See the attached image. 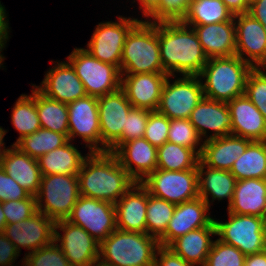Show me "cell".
I'll return each mask as SVG.
<instances>
[{
    "mask_svg": "<svg viewBox=\"0 0 266 266\" xmlns=\"http://www.w3.org/2000/svg\"><path fill=\"white\" fill-rule=\"evenodd\" d=\"M192 28L196 32L208 59L236 55L234 21L197 25Z\"/></svg>",
    "mask_w": 266,
    "mask_h": 266,
    "instance_id": "obj_26",
    "label": "cell"
},
{
    "mask_svg": "<svg viewBox=\"0 0 266 266\" xmlns=\"http://www.w3.org/2000/svg\"><path fill=\"white\" fill-rule=\"evenodd\" d=\"M19 256V252L14 244L5 236L0 233V266H13L12 263Z\"/></svg>",
    "mask_w": 266,
    "mask_h": 266,
    "instance_id": "obj_49",
    "label": "cell"
},
{
    "mask_svg": "<svg viewBox=\"0 0 266 266\" xmlns=\"http://www.w3.org/2000/svg\"><path fill=\"white\" fill-rule=\"evenodd\" d=\"M117 229L146 233L147 189L136 182L115 204Z\"/></svg>",
    "mask_w": 266,
    "mask_h": 266,
    "instance_id": "obj_24",
    "label": "cell"
},
{
    "mask_svg": "<svg viewBox=\"0 0 266 266\" xmlns=\"http://www.w3.org/2000/svg\"><path fill=\"white\" fill-rule=\"evenodd\" d=\"M169 77L162 88L157 111L169 119H189L191 111L204 97L201 79L183 75L170 84Z\"/></svg>",
    "mask_w": 266,
    "mask_h": 266,
    "instance_id": "obj_11",
    "label": "cell"
},
{
    "mask_svg": "<svg viewBox=\"0 0 266 266\" xmlns=\"http://www.w3.org/2000/svg\"><path fill=\"white\" fill-rule=\"evenodd\" d=\"M159 255V259H158ZM154 266H193L186 262L179 255L175 254L170 248L160 246L157 250Z\"/></svg>",
    "mask_w": 266,
    "mask_h": 266,
    "instance_id": "obj_48",
    "label": "cell"
},
{
    "mask_svg": "<svg viewBox=\"0 0 266 266\" xmlns=\"http://www.w3.org/2000/svg\"><path fill=\"white\" fill-rule=\"evenodd\" d=\"M234 21L233 14L222 0H192L182 22L190 27Z\"/></svg>",
    "mask_w": 266,
    "mask_h": 266,
    "instance_id": "obj_33",
    "label": "cell"
},
{
    "mask_svg": "<svg viewBox=\"0 0 266 266\" xmlns=\"http://www.w3.org/2000/svg\"><path fill=\"white\" fill-rule=\"evenodd\" d=\"M248 13L258 20L266 30V0H252Z\"/></svg>",
    "mask_w": 266,
    "mask_h": 266,
    "instance_id": "obj_50",
    "label": "cell"
},
{
    "mask_svg": "<svg viewBox=\"0 0 266 266\" xmlns=\"http://www.w3.org/2000/svg\"><path fill=\"white\" fill-rule=\"evenodd\" d=\"M23 266H31L26 260H24V262L22 261Z\"/></svg>",
    "mask_w": 266,
    "mask_h": 266,
    "instance_id": "obj_60",
    "label": "cell"
},
{
    "mask_svg": "<svg viewBox=\"0 0 266 266\" xmlns=\"http://www.w3.org/2000/svg\"><path fill=\"white\" fill-rule=\"evenodd\" d=\"M112 153L120 165L138 183L157 169V148L144 137L124 142Z\"/></svg>",
    "mask_w": 266,
    "mask_h": 266,
    "instance_id": "obj_21",
    "label": "cell"
},
{
    "mask_svg": "<svg viewBox=\"0 0 266 266\" xmlns=\"http://www.w3.org/2000/svg\"><path fill=\"white\" fill-rule=\"evenodd\" d=\"M121 77V89L133 107L157 111L167 73L121 74Z\"/></svg>",
    "mask_w": 266,
    "mask_h": 266,
    "instance_id": "obj_20",
    "label": "cell"
},
{
    "mask_svg": "<svg viewBox=\"0 0 266 266\" xmlns=\"http://www.w3.org/2000/svg\"><path fill=\"white\" fill-rule=\"evenodd\" d=\"M3 233L18 252L24 247L32 253L54 242L55 221L37 211L28 219L6 224Z\"/></svg>",
    "mask_w": 266,
    "mask_h": 266,
    "instance_id": "obj_16",
    "label": "cell"
},
{
    "mask_svg": "<svg viewBox=\"0 0 266 266\" xmlns=\"http://www.w3.org/2000/svg\"><path fill=\"white\" fill-rule=\"evenodd\" d=\"M66 220L82 227L99 243L117 229L113 203L82 195L76 201Z\"/></svg>",
    "mask_w": 266,
    "mask_h": 266,
    "instance_id": "obj_10",
    "label": "cell"
},
{
    "mask_svg": "<svg viewBox=\"0 0 266 266\" xmlns=\"http://www.w3.org/2000/svg\"><path fill=\"white\" fill-rule=\"evenodd\" d=\"M31 266H71L64 252L55 241L48 246L41 247L32 253L25 254Z\"/></svg>",
    "mask_w": 266,
    "mask_h": 266,
    "instance_id": "obj_43",
    "label": "cell"
},
{
    "mask_svg": "<svg viewBox=\"0 0 266 266\" xmlns=\"http://www.w3.org/2000/svg\"><path fill=\"white\" fill-rule=\"evenodd\" d=\"M227 105L232 118V135L266 141V119L245 94L235 97Z\"/></svg>",
    "mask_w": 266,
    "mask_h": 266,
    "instance_id": "obj_23",
    "label": "cell"
},
{
    "mask_svg": "<svg viewBox=\"0 0 266 266\" xmlns=\"http://www.w3.org/2000/svg\"><path fill=\"white\" fill-rule=\"evenodd\" d=\"M227 9L233 14H246L249 12L250 2L248 0H222Z\"/></svg>",
    "mask_w": 266,
    "mask_h": 266,
    "instance_id": "obj_51",
    "label": "cell"
},
{
    "mask_svg": "<svg viewBox=\"0 0 266 266\" xmlns=\"http://www.w3.org/2000/svg\"><path fill=\"white\" fill-rule=\"evenodd\" d=\"M159 247V240L147 233L116 229L100 243L98 261L107 266H154Z\"/></svg>",
    "mask_w": 266,
    "mask_h": 266,
    "instance_id": "obj_3",
    "label": "cell"
},
{
    "mask_svg": "<svg viewBox=\"0 0 266 266\" xmlns=\"http://www.w3.org/2000/svg\"><path fill=\"white\" fill-rule=\"evenodd\" d=\"M68 141V137L64 134L40 128L31 135L22 137L13 145L30 157L38 159L55 148L63 146Z\"/></svg>",
    "mask_w": 266,
    "mask_h": 266,
    "instance_id": "obj_36",
    "label": "cell"
},
{
    "mask_svg": "<svg viewBox=\"0 0 266 266\" xmlns=\"http://www.w3.org/2000/svg\"><path fill=\"white\" fill-rule=\"evenodd\" d=\"M86 157L69 140L63 146L39 157L37 162L42 175H78Z\"/></svg>",
    "mask_w": 266,
    "mask_h": 266,
    "instance_id": "obj_31",
    "label": "cell"
},
{
    "mask_svg": "<svg viewBox=\"0 0 266 266\" xmlns=\"http://www.w3.org/2000/svg\"><path fill=\"white\" fill-rule=\"evenodd\" d=\"M12 124L19 132L16 142L24 136L31 135L41 128L40 120L36 110L35 87L32 94L27 96L22 94L16 101L12 114Z\"/></svg>",
    "mask_w": 266,
    "mask_h": 266,
    "instance_id": "obj_37",
    "label": "cell"
},
{
    "mask_svg": "<svg viewBox=\"0 0 266 266\" xmlns=\"http://www.w3.org/2000/svg\"><path fill=\"white\" fill-rule=\"evenodd\" d=\"M261 67V68H260ZM262 67H263V69H265L266 70V58H265V60L260 64V66L258 67L259 69H262Z\"/></svg>",
    "mask_w": 266,
    "mask_h": 266,
    "instance_id": "obj_58",
    "label": "cell"
},
{
    "mask_svg": "<svg viewBox=\"0 0 266 266\" xmlns=\"http://www.w3.org/2000/svg\"><path fill=\"white\" fill-rule=\"evenodd\" d=\"M230 172L236 180L266 179V141H252L233 163Z\"/></svg>",
    "mask_w": 266,
    "mask_h": 266,
    "instance_id": "obj_32",
    "label": "cell"
},
{
    "mask_svg": "<svg viewBox=\"0 0 266 266\" xmlns=\"http://www.w3.org/2000/svg\"><path fill=\"white\" fill-rule=\"evenodd\" d=\"M157 34L162 67L169 76L176 77L174 72L181 76L201 73L208 58L192 27L182 21L157 22Z\"/></svg>",
    "mask_w": 266,
    "mask_h": 266,
    "instance_id": "obj_1",
    "label": "cell"
},
{
    "mask_svg": "<svg viewBox=\"0 0 266 266\" xmlns=\"http://www.w3.org/2000/svg\"><path fill=\"white\" fill-rule=\"evenodd\" d=\"M175 207L174 203L155 197L147 190L146 233L159 240L166 233Z\"/></svg>",
    "mask_w": 266,
    "mask_h": 266,
    "instance_id": "obj_38",
    "label": "cell"
},
{
    "mask_svg": "<svg viewBox=\"0 0 266 266\" xmlns=\"http://www.w3.org/2000/svg\"><path fill=\"white\" fill-rule=\"evenodd\" d=\"M79 197L77 175H42L38 194L35 196L37 211L55 222L66 220Z\"/></svg>",
    "mask_w": 266,
    "mask_h": 266,
    "instance_id": "obj_6",
    "label": "cell"
},
{
    "mask_svg": "<svg viewBox=\"0 0 266 266\" xmlns=\"http://www.w3.org/2000/svg\"><path fill=\"white\" fill-rule=\"evenodd\" d=\"M80 195L115 204L136 181L112 152H89L78 173Z\"/></svg>",
    "mask_w": 266,
    "mask_h": 266,
    "instance_id": "obj_2",
    "label": "cell"
},
{
    "mask_svg": "<svg viewBox=\"0 0 266 266\" xmlns=\"http://www.w3.org/2000/svg\"><path fill=\"white\" fill-rule=\"evenodd\" d=\"M207 170L205 171L204 169ZM199 197L210 207L208 196L212 200H224L228 198V206L232 202L236 178L228 170L213 169L205 166L200 160L197 165ZM204 174V175H203Z\"/></svg>",
    "mask_w": 266,
    "mask_h": 266,
    "instance_id": "obj_29",
    "label": "cell"
},
{
    "mask_svg": "<svg viewBox=\"0 0 266 266\" xmlns=\"http://www.w3.org/2000/svg\"><path fill=\"white\" fill-rule=\"evenodd\" d=\"M169 118L158 111H149L144 138L156 148L168 139Z\"/></svg>",
    "mask_w": 266,
    "mask_h": 266,
    "instance_id": "obj_46",
    "label": "cell"
},
{
    "mask_svg": "<svg viewBox=\"0 0 266 266\" xmlns=\"http://www.w3.org/2000/svg\"><path fill=\"white\" fill-rule=\"evenodd\" d=\"M244 94L266 119V72L253 68L247 77Z\"/></svg>",
    "mask_w": 266,
    "mask_h": 266,
    "instance_id": "obj_42",
    "label": "cell"
},
{
    "mask_svg": "<svg viewBox=\"0 0 266 266\" xmlns=\"http://www.w3.org/2000/svg\"><path fill=\"white\" fill-rule=\"evenodd\" d=\"M209 206L200 197L177 204L166 233L159 239L160 246L168 247L174 240L202 227H216L207 213Z\"/></svg>",
    "mask_w": 266,
    "mask_h": 266,
    "instance_id": "obj_17",
    "label": "cell"
},
{
    "mask_svg": "<svg viewBox=\"0 0 266 266\" xmlns=\"http://www.w3.org/2000/svg\"><path fill=\"white\" fill-rule=\"evenodd\" d=\"M211 235H216V227H202L177 238L168 248L193 266H204L214 242Z\"/></svg>",
    "mask_w": 266,
    "mask_h": 266,
    "instance_id": "obj_30",
    "label": "cell"
},
{
    "mask_svg": "<svg viewBox=\"0 0 266 266\" xmlns=\"http://www.w3.org/2000/svg\"><path fill=\"white\" fill-rule=\"evenodd\" d=\"M234 22L236 55L253 68H258L266 58L265 28L249 13L235 15Z\"/></svg>",
    "mask_w": 266,
    "mask_h": 266,
    "instance_id": "obj_18",
    "label": "cell"
},
{
    "mask_svg": "<svg viewBox=\"0 0 266 266\" xmlns=\"http://www.w3.org/2000/svg\"><path fill=\"white\" fill-rule=\"evenodd\" d=\"M246 255L236 247L217 239L213 242L204 266H244Z\"/></svg>",
    "mask_w": 266,
    "mask_h": 266,
    "instance_id": "obj_40",
    "label": "cell"
},
{
    "mask_svg": "<svg viewBox=\"0 0 266 266\" xmlns=\"http://www.w3.org/2000/svg\"><path fill=\"white\" fill-rule=\"evenodd\" d=\"M5 6H2L0 2V45H6V42L9 38V23L7 18V14L5 12Z\"/></svg>",
    "mask_w": 266,
    "mask_h": 266,
    "instance_id": "obj_52",
    "label": "cell"
},
{
    "mask_svg": "<svg viewBox=\"0 0 266 266\" xmlns=\"http://www.w3.org/2000/svg\"><path fill=\"white\" fill-rule=\"evenodd\" d=\"M30 195L0 165V201L26 199Z\"/></svg>",
    "mask_w": 266,
    "mask_h": 266,
    "instance_id": "obj_47",
    "label": "cell"
},
{
    "mask_svg": "<svg viewBox=\"0 0 266 266\" xmlns=\"http://www.w3.org/2000/svg\"><path fill=\"white\" fill-rule=\"evenodd\" d=\"M66 62H57L54 68H49L42 84L33 87L52 100L69 104L87 94L75 69L69 61Z\"/></svg>",
    "mask_w": 266,
    "mask_h": 266,
    "instance_id": "obj_19",
    "label": "cell"
},
{
    "mask_svg": "<svg viewBox=\"0 0 266 266\" xmlns=\"http://www.w3.org/2000/svg\"><path fill=\"white\" fill-rule=\"evenodd\" d=\"M189 121L193 124L201 139H208L231 135L232 118L226 102L212 100L203 97L202 100L191 111ZM214 134L206 136L207 130Z\"/></svg>",
    "mask_w": 266,
    "mask_h": 266,
    "instance_id": "obj_22",
    "label": "cell"
},
{
    "mask_svg": "<svg viewBox=\"0 0 266 266\" xmlns=\"http://www.w3.org/2000/svg\"><path fill=\"white\" fill-rule=\"evenodd\" d=\"M244 266H266V250L246 255Z\"/></svg>",
    "mask_w": 266,
    "mask_h": 266,
    "instance_id": "obj_53",
    "label": "cell"
},
{
    "mask_svg": "<svg viewBox=\"0 0 266 266\" xmlns=\"http://www.w3.org/2000/svg\"><path fill=\"white\" fill-rule=\"evenodd\" d=\"M67 59L82 81L87 95L98 98L121 88V72L115 65L96 59L83 48L74 49Z\"/></svg>",
    "mask_w": 266,
    "mask_h": 266,
    "instance_id": "obj_7",
    "label": "cell"
},
{
    "mask_svg": "<svg viewBox=\"0 0 266 266\" xmlns=\"http://www.w3.org/2000/svg\"><path fill=\"white\" fill-rule=\"evenodd\" d=\"M3 48H5V45H0V67L3 65L2 62L4 61V57L1 54Z\"/></svg>",
    "mask_w": 266,
    "mask_h": 266,
    "instance_id": "obj_57",
    "label": "cell"
},
{
    "mask_svg": "<svg viewBox=\"0 0 266 266\" xmlns=\"http://www.w3.org/2000/svg\"><path fill=\"white\" fill-rule=\"evenodd\" d=\"M149 194L175 205L199 197L198 171L156 169L140 182Z\"/></svg>",
    "mask_w": 266,
    "mask_h": 266,
    "instance_id": "obj_9",
    "label": "cell"
},
{
    "mask_svg": "<svg viewBox=\"0 0 266 266\" xmlns=\"http://www.w3.org/2000/svg\"><path fill=\"white\" fill-rule=\"evenodd\" d=\"M1 204L6 224L28 219L37 212L36 198L32 195L26 199L3 201Z\"/></svg>",
    "mask_w": 266,
    "mask_h": 266,
    "instance_id": "obj_45",
    "label": "cell"
},
{
    "mask_svg": "<svg viewBox=\"0 0 266 266\" xmlns=\"http://www.w3.org/2000/svg\"><path fill=\"white\" fill-rule=\"evenodd\" d=\"M140 9L143 11V16L147 17L159 4L160 0H138Z\"/></svg>",
    "mask_w": 266,
    "mask_h": 266,
    "instance_id": "obj_54",
    "label": "cell"
},
{
    "mask_svg": "<svg viewBox=\"0 0 266 266\" xmlns=\"http://www.w3.org/2000/svg\"><path fill=\"white\" fill-rule=\"evenodd\" d=\"M118 19L117 22L99 23L85 50L96 59L115 65L120 70L126 36L140 20L122 16Z\"/></svg>",
    "mask_w": 266,
    "mask_h": 266,
    "instance_id": "obj_12",
    "label": "cell"
},
{
    "mask_svg": "<svg viewBox=\"0 0 266 266\" xmlns=\"http://www.w3.org/2000/svg\"><path fill=\"white\" fill-rule=\"evenodd\" d=\"M229 221L214 220L219 240L239 249L243 254L266 250L265 218L228 212Z\"/></svg>",
    "mask_w": 266,
    "mask_h": 266,
    "instance_id": "obj_8",
    "label": "cell"
},
{
    "mask_svg": "<svg viewBox=\"0 0 266 266\" xmlns=\"http://www.w3.org/2000/svg\"><path fill=\"white\" fill-rule=\"evenodd\" d=\"M228 212L266 217V179L250 178L236 181Z\"/></svg>",
    "mask_w": 266,
    "mask_h": 266,
    "instance_id": "obj_28",
    "label": "cell"
},
{
    "mask_svg": "<svg viewBox=\"0 0 266 266\" xmlns=\"http://www.w3.org/2000/svg\"><path fill=\"white\" fill-rule=\"evenodd\" d=\"M192 0H160L158 6L147 16L152 22L182 21Z\"/></svg>",
    "mask_w": 266,
    "mask_h": 266,
    "instance_id": "obj_44",
    "label": "cell"
},
{
    "mask_svg": "<svg viewBox=\"0 0 266 266\" xmlns=\"http://www.w3.org/2000/svg\"><path fill=\"white\" fill-rule=\"evenodd\" d=\"M121 74L166 73L163 70L157 22L140 20L128 33L123 46Z\"/></svg>",
    "mask_w": 266,
    "mask_h": 266,
    "instance_id": "obj_5",
    "label": "cell"
},
{
    "mask_svg": "<svg viewBox=\"0 0 266 266\" xmlns=\"http://www.w3.org/2000/svg\"><path fill=\"white\" fill-rule=\"evenodd\" d=\"M0 165L29 195L35 197L38 194L42 173L37 159L12 145L5 152Z\"/></svg>",
    "mask_w": 266,
    "mask_h": 266,
    "instance_id": "obj_27",
    "label": "cell"
},
{
    "mask_svg": "<svg viewBox=\"0 0 266 266\" xmlns=\"http://www.w3.org/2000/svg\"><path fill=\"white\" fill-rule=\"evenodd\" d=\"M5 226H6V218L2 210V204L0 203V233L4 231Z\"/></svg>",
    "mask_w": 266,
    "mask_h": 266,
    "instance_id": "obj_56",
    "label": "cell"
},
{
    "mask_svg": "<svg viewBox=\"0 0 266 266\" xmlns=\"http://www.w3.org/2000/svg\"><path fill=\"white\" fill-rule=\"evenodd\" d=\"M6 132L7 131H5L3 128H1V126H0V164H1V161H2V158H3V156L5 155V152L8 150V148L7 149H5V147H4V142H3V138H4V136L6 135ZM2 147H4L3 149H2Z\"/></svg>",
    "mask_w": 266,
    "mask_h": 266,
    "instance_id": "obj_55",
    "label": "cell"
},
{
    "mask_svg": "<svg viewBox=\"0 0 266 266\" xmlns=\"http://www.w3.org/2000/svg\"><path fill=\"white\" fill-rule=\"evenodd\" d=\"M200 140L202 142L189 119H169L168 142L191 148L200 156L202 145L196 150L197 146L201 144Z\"/></svg>",
    "mask_w": 266,
    "mask_h": 266,
    "instance_id": "obj_39",
    "label": "cell"
},
{
    "mask_svg": "<svg viewBox=\"0 0 266 266\" xmlns=\"http://www.w3.org/2000/svg\"><path fill=\"white\" fill-rule=\"evenodd\" d=\"M200 158L191 148L165 142L157 148V169L182 171L197 169Z\"/></svg>",
    "mask_w": 266,
    "mask_h": 266,
    "instance_id": "obj_35",
    "label": "cell"
},
{
    "mask_svg": "<svg viewBox=\"0 0 266 266\" xmlns=\"http://www.w3.org/2000/svg\"><path fill=\"white\" fill-rule=\"evenodd\" d=\"M68 106V139L79 136L87 143L89 152H100L101 131L98 111V98L86 95Z\"/></svg>",
    "mask_w": 266,
    "mask_h": 266,
    "instance_id": "obj_13",
    "label": "cell"
},
{
    "mask_svg": "<svg viewBox=\"0 0 266 266\" xmlns=\"http://www.w3.org/2000/svg\"><path fill=\"white\" fill-rule=\"evenodd\" d=\"M57 229L63 231L60 235ZM55 242L64 252L71 266H89L98 262L100 243L82 227L73 225L67 220L55 222Z\"/></svg>",
    "mask_w": 266,
    "mask_h": 266,
    "instance_id": "obj_14",
    "label": "cell"
},
{
    "mask_svg": "<svg viewBox=\"0 0 266 266\" xmlns=\"http://www.w3.org/2000/svg\"><path fill=\"white\" fill-rule=\"evenodd\" d=\"M253 67L237 55L210 58L198 75L204 97L228 103L245 93L247 77Z\"/></svg>",
    "mask_w": 266,
    "mask_h": 266,
    "instance_id": "obj_4",
    "label": "cell"
},
{
    "mask_svg": "<svg viewBox=\"0 0 266 266\" xmlns=\"http://www.w3.org/2000/svg\"><path fill=\"white\" fill-rule=\"evenodd\" d=\"M132 107L121 88L113 93L98 97L101 131L100 152H108L121 138L127 115Z\"/></svg>",
    "mask_w": 266,
    "mask_h": 266,
    "instance_id": "obj_15",
    "label": "cell"
},
{
    "mask_svg": "<svg viewBox=\"0 0 266 266\" xmlns=\"http://www.w3.org/2000/svg\"><path fill=\"white\" fill-rule=\"evenodd\" d=\"M148 118V110L132 107L127 115L121 138L108 150V152H113L120 144L124 142L137 138H143Z\"/></svg>",
    "mask_w": 266,
    "mask_h": 266,
    "instance_id": "obj_41",
    "label": "cell"
},
{
    "mask_svg": "<svg viewBox=\"0 0 266 266\" xmlns=\"http://www.w3.org/2000/svg\"><path fill=\"white\" fill-rule=\"evenodd\" d=\"M89 266H107V265H104V264H102L101 262L98 261V262H96L94 264H91Z\"/></svg>",
    "mask_w": 266,
    "mask_h": 266,
    "instance_id": "obj_59",
    "label": "cell"
},
{
    "mask_svg": "<svg viewBox=\"0 0 266 266\" xmlns=\"http://www.w3.org/2000/svg\"><path fill=\"white\" fill-rule=\"evenodd\" d=\"M36 110L41 128L59 132L68 137V106L62 102L52 100L35 88Z\"/></svg>",
    "mask_w": 266,
    "mask_h": 266,
    "instance_id": "obj_34",
    "label": "cell"
},
{
    "mask_svg": "<svg viewBox=\"0 0 266 266\" xmlns=\"http://www.w3.org/2000/svg\"><path fill=\"white\" fill-rule=\"evenodd\" d=\"M250 139L228 135L203 141L200 161L213 169L230 171L233 163L246 151Z\"/></svg>",
    "mask_w": 266,
    "mask_h": 266,
    "instance_id": "obj_25",
    "label": "cell"
}]
</instances>
